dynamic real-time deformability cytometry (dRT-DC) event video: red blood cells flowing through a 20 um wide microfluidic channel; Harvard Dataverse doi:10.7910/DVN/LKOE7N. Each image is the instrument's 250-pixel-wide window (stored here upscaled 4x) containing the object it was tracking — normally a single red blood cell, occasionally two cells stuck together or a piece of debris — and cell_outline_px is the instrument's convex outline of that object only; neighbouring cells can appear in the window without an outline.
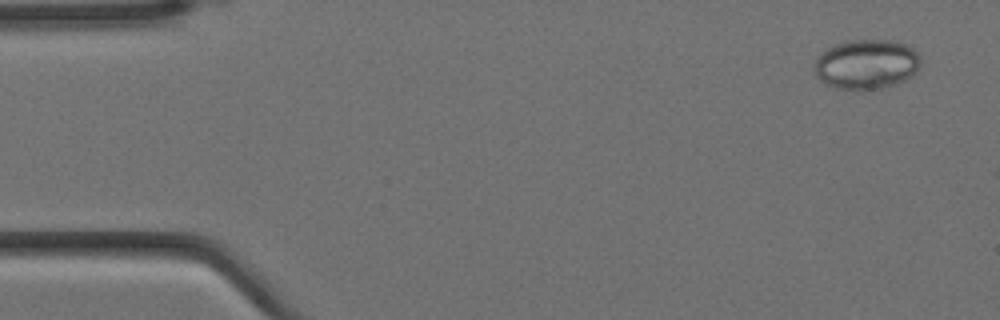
{"species": "Egyptian fruit bat (a non-hibernating species)", "species_latin": "Rousettus aegyptiacus", "temperature_condition": "cold", "stored_images_in_passage": 5, "camera_frame_rate_fps": 3000, "um_per_image_px": 0.085, "animal": {"sex": "female"}, "frame": {"image": 1, "passage_image": 1, "time_ms": 0.0, "image_size_px": [1000, 320], "cell_outline_px": [[920, 68], [912, 76], [904, 80], [880, 88], [836, 88], [824, 84], [816, 76], [812, 64], [816, 56], [828, 48], [844, 40], [888, 40], [908, 44], [920, 56]], "centroid_in_image_um": [73.62, 5.43], "position_along_channel_um": 11.4, "area_um2": 30.87}}
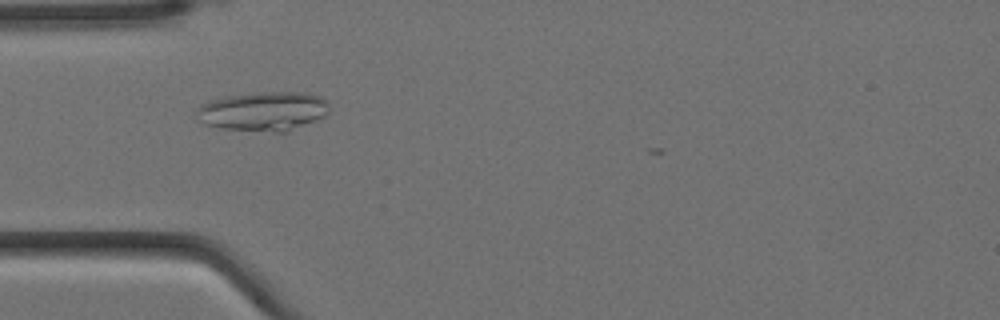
{"frame": {"image": 2, "passage_image": 5, "time_ms": 1.333, "image_size_px": [1000, 320], "cell_outline_px": [[328, 112], [324, 116], [316, 120], [284, 132], [276, 132], [220, 128], [204, 124], [200, 120], [196, 112], [196, 108], [212, 100], [228, 96], [256, 92], [304, 92], [320, 96], [328, 100]], "centroid_in_image_um": [22.41, 9.45], "position_along_channel_um": 62.6, "area_um2": 30.11}}